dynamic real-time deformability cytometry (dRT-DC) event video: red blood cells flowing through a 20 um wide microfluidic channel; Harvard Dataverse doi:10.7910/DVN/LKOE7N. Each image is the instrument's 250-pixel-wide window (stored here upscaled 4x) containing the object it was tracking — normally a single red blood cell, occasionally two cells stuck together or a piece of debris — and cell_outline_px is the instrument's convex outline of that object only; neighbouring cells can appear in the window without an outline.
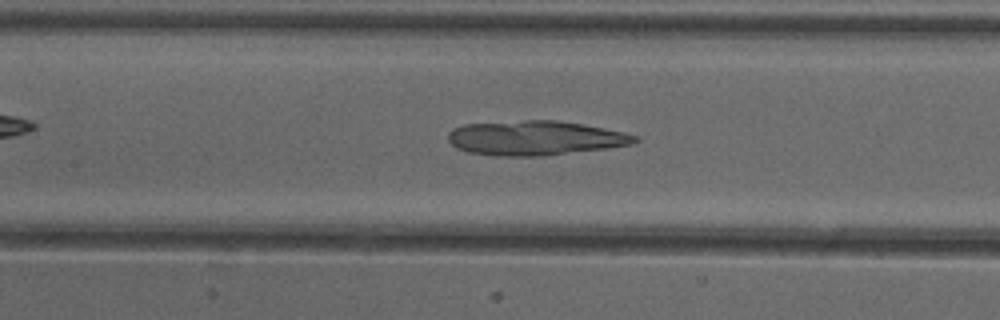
{"species": "common noctule bat (a hibernating species)", "species_latin": "Nyctalus noctula", "temperature_condition": "cold", "stored_images_in_passage": 26, "camera_frame_rate_fps": 3000, "um_per_image_px": 0.085, "animal": {"sex": "female"}, "frame": {"image": 1, "passage_image": 22, "time_ms": 7.0, "image_size_px": [1000, 320], "cell_outline_px": [[640, 140], [632, 144], [604, 148], [540, 156], [496, 156], [468, 152], [456, 148], [448, 140], [448, 132], [452, 128], [464, 124], [524, 120], [556, 120], [604, 128], [640, 136]], "centroid_in_image_um": [45.45, 11.73], "position_along_channel_um": 162.0, "area_um2": 37.45}}
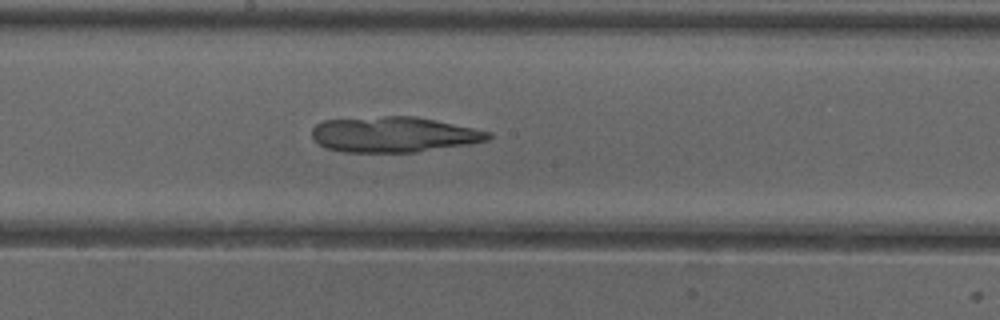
{"frame": {"image": 2, "passage_image": 26, "time_ms": 8.333, "image_size_px": [1000, 320], "cell_outline_px": [[492, 136], [488, 140], [468, 144], [416, 152], [344, 152], [328, 148], [320, 144], [312, 136], [312, 128], [316, 124], [324, 120], [384, 116], [416, 116], [436, 120], [492, 132]], "centroid_in_image_um": [33.48, 11.43], "position_along_channel_um": 214.7, "area_um2": 36.36}}